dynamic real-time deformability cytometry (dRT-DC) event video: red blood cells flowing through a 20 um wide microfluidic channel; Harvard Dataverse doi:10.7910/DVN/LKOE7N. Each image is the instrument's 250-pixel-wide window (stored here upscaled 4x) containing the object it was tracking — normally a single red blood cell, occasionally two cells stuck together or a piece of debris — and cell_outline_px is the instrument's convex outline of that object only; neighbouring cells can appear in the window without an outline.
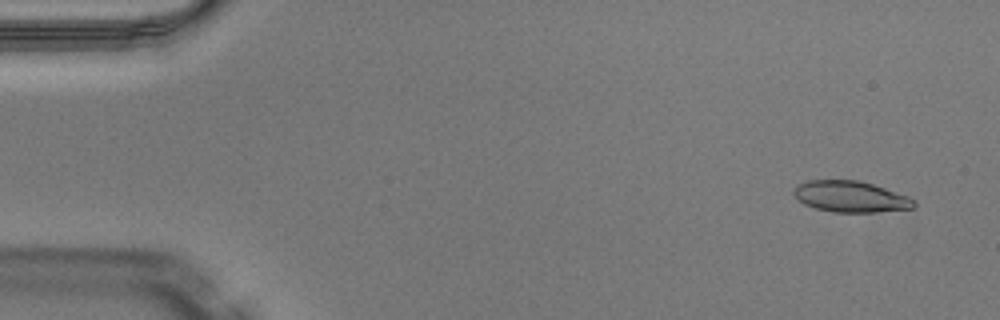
{"species": "Egyptian fruit bat (a non-hibernating species)", "species_latin": "Rousettus aegyptiacus", "temperature_condition": "warm", "stored_images_in_passage": 49, "camera_frame_rate_fps": 3000, "um_per_image_px": 0.085, "animal": {"sex": "male"}, "frame": {"image": 1, "passage_image": 3, "time_ms": 0.667, "image_size_px": [1000, 320], "cell_outline_px": [[916, 204], [912, 208], [876, 212], [832, 212], [816, 208], [804, 204], [792, 192], [800, 184], [808, 180], [860, 180], [908, 196], [916, 200]], "centroid_in_image_um": [72.32, 16.71], "position_along_channel_um": 12.7, "area_um2": 21.62}}
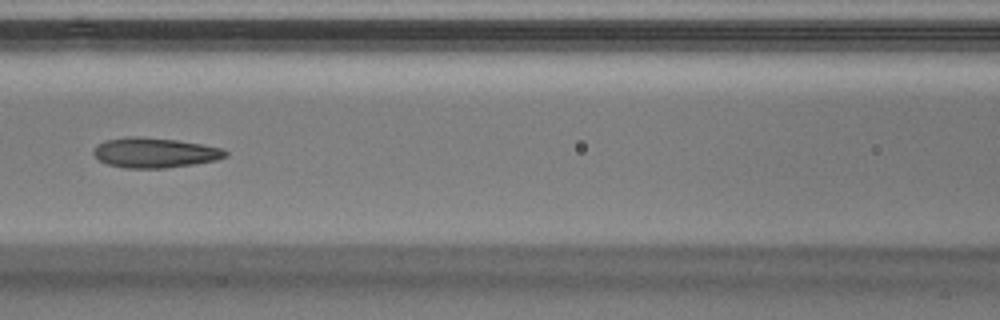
{"frame": {"image": 2, "passage_image": 22, "time_ms": 7.0, "image_size_px": [1000, 320], "cell_outline_px": [[228, 156], [216, 160], [192, 164], [164, 168], [124, 168], [108, 164], [100, 160], [92, 152], [96, 144], [104, 140], [128, 136], [132, 136], [176, 140], [200, 144], [220, 148], [228, 152]], "centroid_in_image_um": [13.11, 12.98], "position_along_channel_um": 153.5, "area_um2": 22.89}}
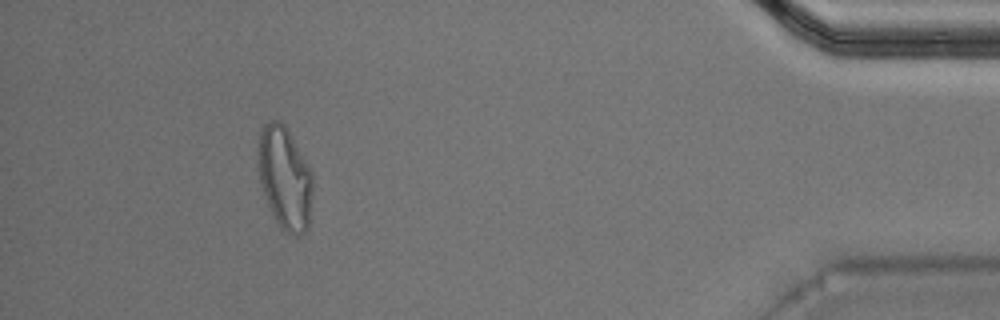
{"frame": {"image": 3, "passage_image": 45, "time_ms": 14.667, "image_size_px": [1000, 320], "cell_outline_px": [[312, 196], [308, 228], [300, 236], [292, 236], [280, 228], [264, 196], [260, 180], [260, 132], [264, 124], [272, 120], [280, 120], [284, 124], [312, 172]], "centroid_in_image_um": [24.24, 15.18], "position_along_channel_um": 411.0, "area_um2": 32.08}, "authors_computed_cell_mechanics": {"area_um2": 23.0622, "velocity_mm_per_s": 4.0996, "shape_relaxation_time_tau1_ms": 10.9927, "shape_relaxation_time_tau2_ms": 1.7523, "deformation_change_tau1": 0.2836, "deformation_change_tau2": 0.0959}}